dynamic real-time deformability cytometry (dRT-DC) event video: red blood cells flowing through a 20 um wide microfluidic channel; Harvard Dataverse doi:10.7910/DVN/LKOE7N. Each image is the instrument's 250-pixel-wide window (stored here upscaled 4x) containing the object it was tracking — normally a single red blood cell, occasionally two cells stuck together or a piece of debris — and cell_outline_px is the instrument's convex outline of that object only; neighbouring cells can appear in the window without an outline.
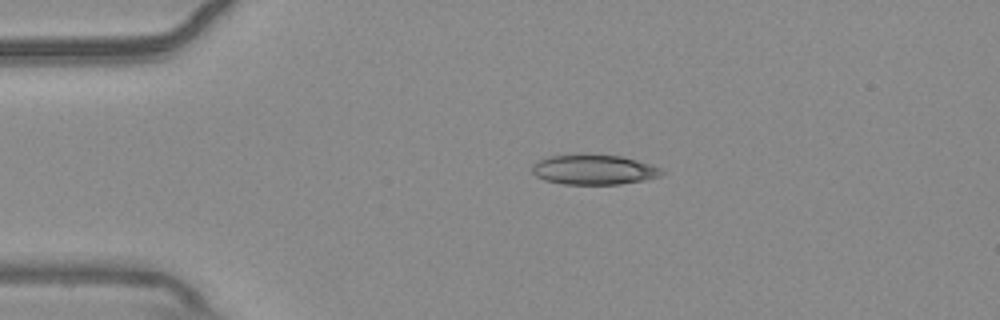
{"species": "common noctule bat (a hibernating species)", "species_latin": "Nyctalus noctula", "temperature_condition": "warm", "stored_images_in_passage": 44, "camera_frame_rate_fps": 3000, "um_per_image_px": 0.085, "animal": {"sex": "male", "body_mass_g": 20.4}, "frame": {"image": 1, "passage_image": 1, "time_ms": 0.0, "image_size_px": [1000, 320], "cell_outline_px": [[664, 172], [660, 176], [644, 180], [620, 184], [564, 184], [544, 180], [536, 176], [532, 172], [532, 164], [548, 156], [620, 156], [636, 160], [664, 168]], "centroid_in_image_um": [50.5, 14.45], "position_along_channel_um": 34.5, "area_um2": 22.14}}
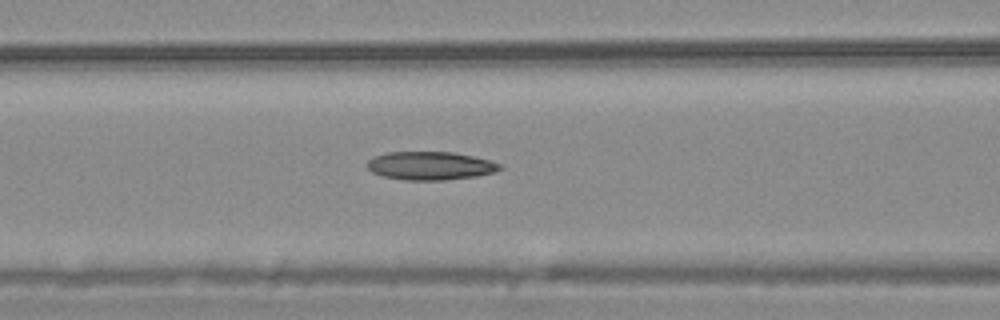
{"frame": {"image": 2, "passage_image": 12, "time_ms": 3.667, "image_size_px": [1000, 320], "cell_outline_px": [[504, 168], [496, 172], [476, 176], [444, 180], [404, 180], [384, 176], [372, 172], [368, 168], [368, 160], [372, 156], [388, 152], [452, 152], [472, 156], [488, 160], [500, 164]], "centroid_in_image_um": [36.58, 14.09], "position_along_channel_um": 130.0, "area_um2": 21.85}}
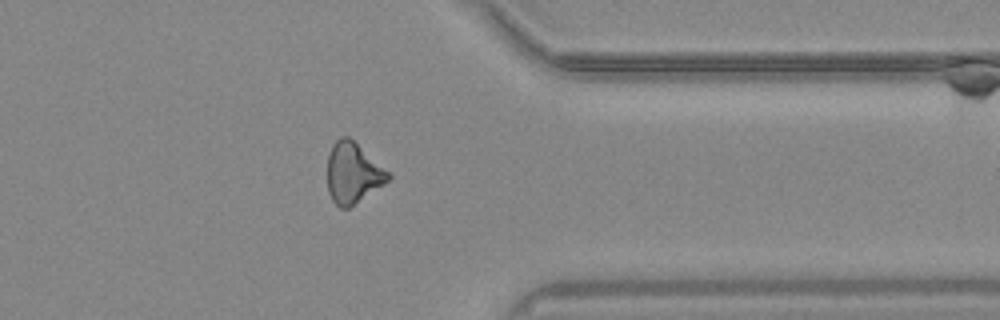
{"frame": {"image": 3, "passage_image": 33, "time_ms": 10.667, "image_size_px": [1000, 320], "cell_outline_px": [[392, 176], [384, 184], [348, 208], [340, 208], [332, 200], [328, 192], [328, 156], [332, 144], [340, 136], [348, 136], [392, 172]], "centroid_in_image_um": [30.02, 14.68], "position_along_channel_um": 381.4, "area_um2": 21.62}, "authors_computed_cell_mechanics": {"area_um2": 21.6172, "velocity_mm_per_s": 3.7163, "shape_relaxation_time_tau1_ms": 8.4928, "shape_relaxation_time_tau2_ms": 7.0143, "deformation_change_tau1": 0.1606, "deformation_change_tau2": 0.1956}}